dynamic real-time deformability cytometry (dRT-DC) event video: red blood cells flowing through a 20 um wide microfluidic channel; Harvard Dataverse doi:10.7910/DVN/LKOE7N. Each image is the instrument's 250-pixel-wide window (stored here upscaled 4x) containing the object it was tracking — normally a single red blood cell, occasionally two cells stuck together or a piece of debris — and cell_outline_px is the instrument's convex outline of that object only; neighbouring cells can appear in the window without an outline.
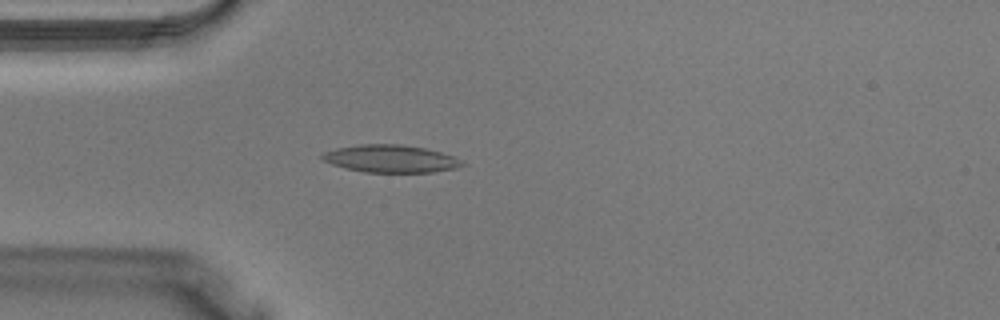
{"species": "Egyptian fruit bat (a non-hibernating species)", "species_latin": "Rousettus aegyptiacus", "temperature_condition": "warm", "stored_images_in_passage": 31, "camera_frame_rate_fps": 3000, "um_per_image_px": 0.085, "animal": {"sex": "male"}, "frame": {"image": 1, "passage_image": 3, "time_ms": 0.667, "image_size_px": [1000, 320], "cell_outline_px": [[468, 164], [456, 168], [432, 172], [364, 172], [332, 164], [324, 160], [320, 156], [324, 152], [336, 148], [360, 144], [400, 144], [424, 148], [440, 152], [452, 156]], "centroid_in_image_um": [33.22, 13.49], "position_along_channel_um": 51.8, "area_um2": 22.25}}
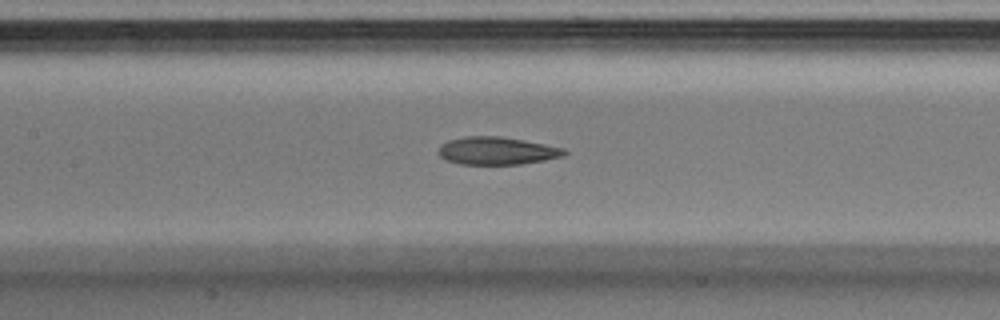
{"frame": {"image": 2, "passage_image": 10, "time_ms": 3.0, "image_size_px": [1000, 320], "cell_outline_px": [[568, 152], [564, 156], [544, 160], [520, 164], [460, 164], [448, 160], [440, 156], [436, 152], [440, 144], [448, 140], [464, 136], [500, 136], [524, 140], [564, 148]], "centroid_in_image_um": [42.21, 12.81], "position_along_channel_um": 165.2, "area_um2": 20.4}}
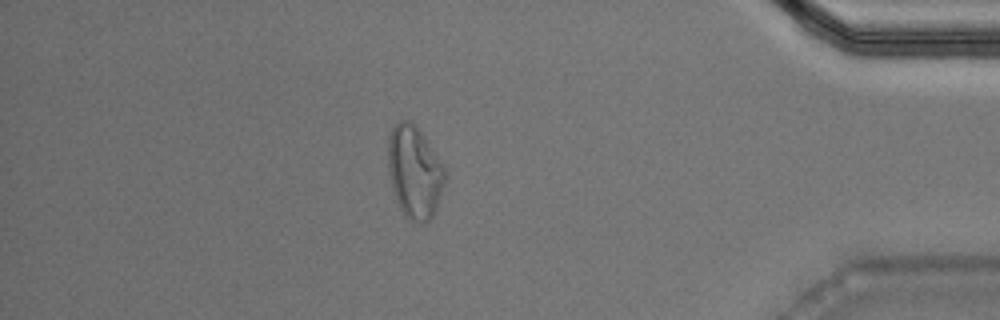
{"frame": {"image": 3, "passage_image": 26, "time_ms": 8.333, "image_size_px": [1000, 320], "cell_outline_px": [[448, 172], [436, 212], [424, 224], [416, 224], [408, 220], [400, 208], [392, 188], [388, 172], [388, 136], [392, 128], [400, 120], [408, 120], [416, 124]], "centroid_in_image_um": [35.25, 14.65], "position_along_channel_um": 400.0, "area_um2": 31.15}}